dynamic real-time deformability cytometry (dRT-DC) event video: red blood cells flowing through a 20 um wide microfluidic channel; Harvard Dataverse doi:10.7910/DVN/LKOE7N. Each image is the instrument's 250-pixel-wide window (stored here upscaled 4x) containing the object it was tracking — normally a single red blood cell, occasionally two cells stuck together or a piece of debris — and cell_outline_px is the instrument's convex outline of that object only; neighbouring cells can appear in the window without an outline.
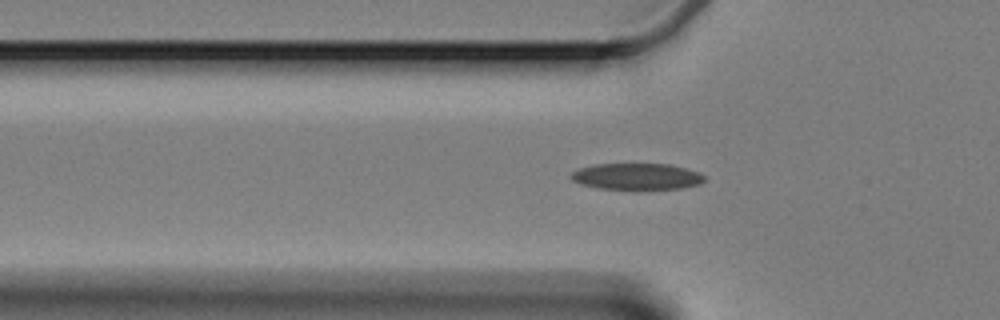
{"species": "Egyptian fruit bat (a non-hibernating species)", "species_latin": "Rousettus aegyptiacus", "temperature_condition": "cold", "stored_images_in_passage": 45, "camera_frame_rate_fps": 3000, "um_per_image_px": 0.085, "animal": {"sex": "female"}, "frame": {"image": 1, "passage_image": 4, "time_ms": 1.0, "image_size_px": [1000, 320], "cell_outline_px": [[704, 180], [700, 184], [680, 188], [636, 192], [632, 192], [596, 188], [580, 184], [572, 180], [568, 176], [572, 172], [580, 168], [596, 164], [668, 164], [700, 172], [704, 176]], "centroid_in_image_um": [54.09, 15.05], "position_along_channel_um": 71.7, "area_um2": 21.44}}
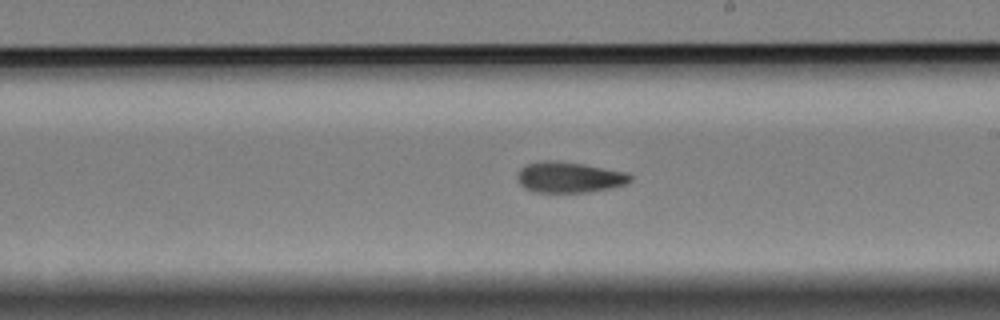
{"frame": {"image": 2, "passage_image": 19, "time_ms": 6.0, "image_size_px": [1000, 320], "cell_outline_px": [[632, 180], [624, 184], [608, 188], [588, 192], [536, 192], [524, 188], [520, 184], [516, 176], [520, 168], [528, 164], [544, 160], [552, 160], [584, 164], [628, 172], [632, 176]], "centroid_in_image_um": [48.37, 15.06], "position_along_channel_um": 240.6, "area_um2": 20.23}}
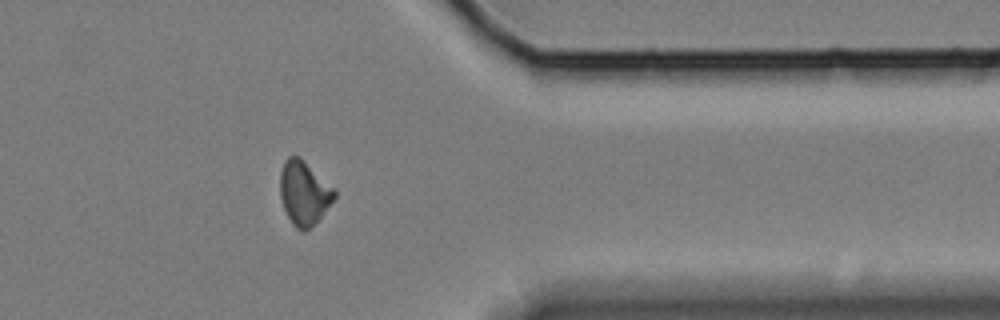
{"frame": {"image": 3, "passage_image": 33, "time_ms": 10.667, "image_size_px": [1000, 320], "cell_outline_px": [[336, 196], [320, 216], [304, 232], [296, 228], [292, 224], [284, 208], [280, 196], [280, 172], [284, 160], [288, 156], [300, 156], [336, 188]], "centroid_in_image_um": [25.84, 16.34], "position_along_channel_um": 385.6, "area_um2": 20.23}, "authors_computed_cell_mechanics": {"area_um2": 20.1722, "velocity_mm_per_s": 3.3591, "shape_relaxation_time_tau1_ms": null, "shape_relaxation_time_tau2_ms": 4.724, "deformation_change_tau1": null, "deformation_change_tau2": 0.0999}}